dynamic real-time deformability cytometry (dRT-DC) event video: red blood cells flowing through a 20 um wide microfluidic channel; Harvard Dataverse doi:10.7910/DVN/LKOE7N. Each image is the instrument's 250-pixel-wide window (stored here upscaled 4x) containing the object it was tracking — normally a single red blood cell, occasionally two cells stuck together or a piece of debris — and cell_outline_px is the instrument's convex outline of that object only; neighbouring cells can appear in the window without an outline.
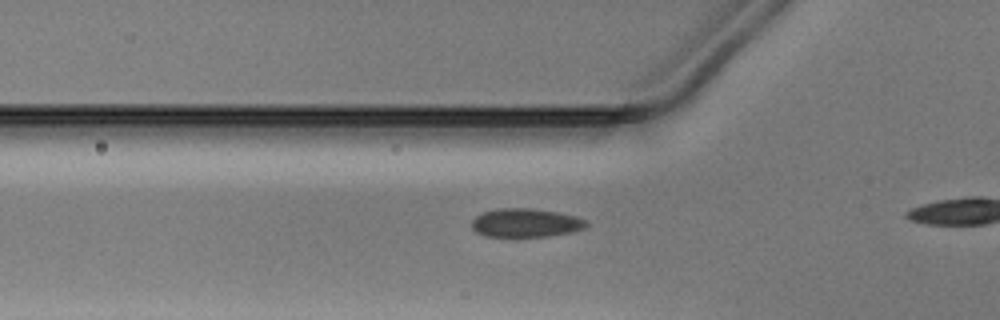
{"species": "Egyptian fruit bat (a non-hibernating species)", "species_latin": "Rousettus aegyptiacus", "temperature_condition": "warm", "stored_images_in_passage": 37, "camera_frame_rate_fps": 3000, "um_per_image_px": 0.085, "animal": {"sex": "male"}, "frame": {"image": 1, "passage_image": 13, "time_ms": 4.0, "image_size_px": [1000, 320], "cell_outline_px": [[588, 224], [584, 228], [568, 232], [548, 236], [484, 236], [476, 232], [472, 228], [472, 220], [476, 216], [484, 212], [500, 208], [528, 208], [556, 212], [576, 216], [584, 220]], "centroid_in_image_um": [44.64, 18.94], "position_along_channel_um": 81.2, "area_um2": 18.79}}
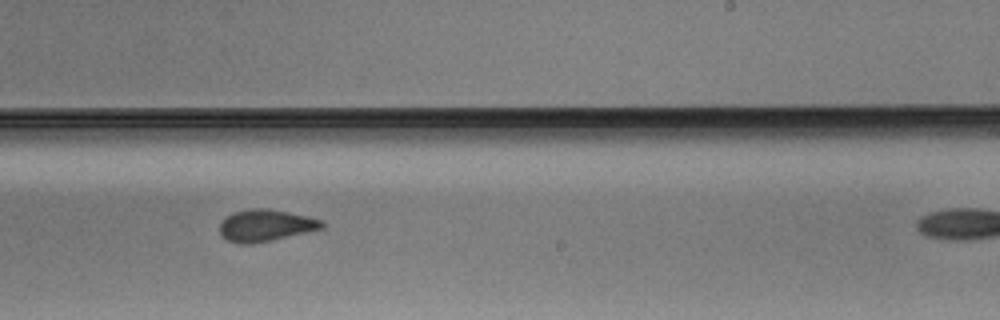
{"frame": {"image": 2, "passage_image": 27, "time_ms": 8.667, "image_size_px": [1000, 320], "cell_outline_px": [[324, 228], [272, 240], [252, 244], [240, 244], [228, 240], [220, 232], [220, 224], [232, 212], [252, 208], [268, 208], [308, 216], [324, 220]], "centroid_in_image_um": [22.61, 19.15], "position_along_channel_um": 266.4, "area_um2": 18.9}}
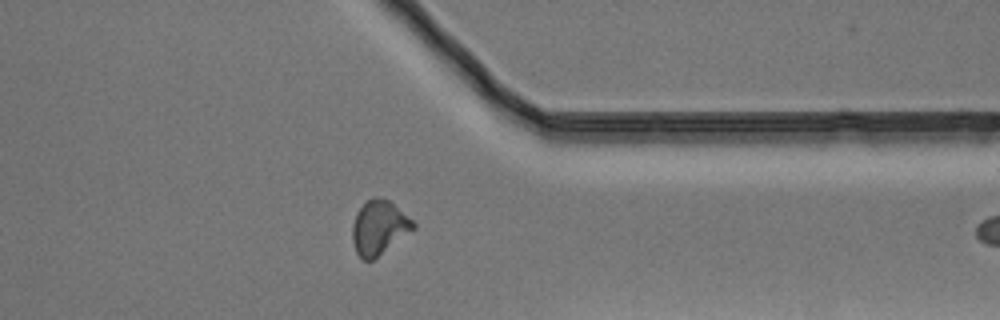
{"frame": {"image": 3, "passage_image": 36, "time_ms": 11.667, "image_size_px": [1000, 320], "cell_outline_px": [[416, 228], [372, 260], [364, 260], [356, 252], [352, 240], [352, 224], [356, 212], [372, 196], [380, 196], [388, 200], [412, 220], [416, 224]], "centroid_in_image_um": [32.2, 19.33], "position_along_channel_um": 379.2, "area_um2": 19.02}}